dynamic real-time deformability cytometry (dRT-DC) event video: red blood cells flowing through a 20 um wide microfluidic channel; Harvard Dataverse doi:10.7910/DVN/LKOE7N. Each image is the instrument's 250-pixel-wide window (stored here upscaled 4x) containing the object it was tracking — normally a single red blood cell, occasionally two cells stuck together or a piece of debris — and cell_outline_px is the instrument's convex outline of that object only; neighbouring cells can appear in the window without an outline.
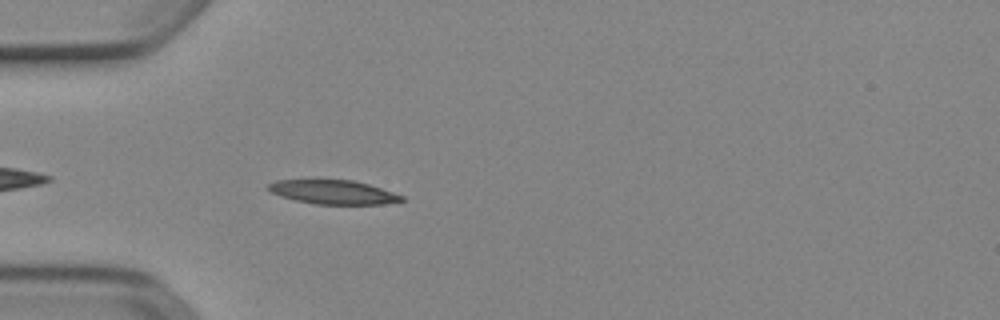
{"species": "Egyptian fruit bat (a non-hibernating species)", "species_latin": "Rousettus aegyptiacus", "temperature_condition": "cold", "stored_images_in_passage": 28, "camera_frame_rate_fps": 3000, "um_per_image_px": 0.085, "animal": {"sex": "female"}, "frame": {"image": 1, "passage_image": 3, "time_ms": 0.667, "image_size_px": [1000, 320], "cell_outline_px": [[404, 200], [384, 204], [316, 204], [296, 200], [280, 196], [268, 192], [264, 188], [268, 184], [276, 180], [352, 180], [368, 184], [404, 196]], "centroid_in_image_um": [28.26, 16.33], "position_along_channel_um": 56.7, "area_um2": 18.61}}
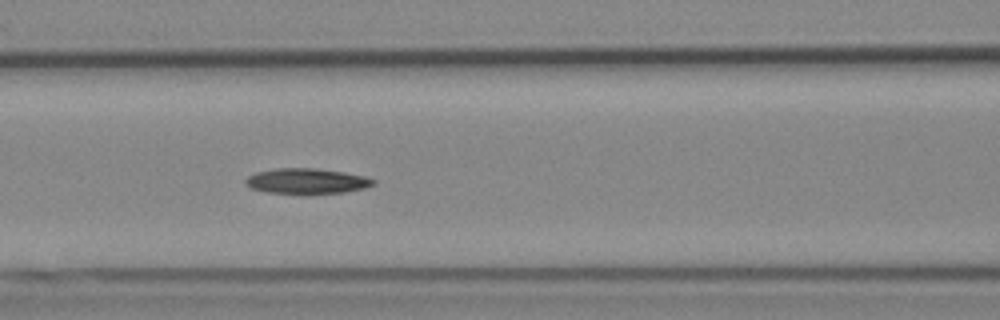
{"frame": {"image": 2, "passage_image": 10, "time_ms": 3.0, "image_size_px": [1000, 320], "cell_outline_px": [[376, 184], [364, 188], [344, 192], [264, 192], [248, 188], [244, 184], [244, 180], [248, 176], [256, 172], [276, 168], [316, 168], [344, 172], [364, 176], [376, 180]], "centroid_in_image_um": [26.03, 15.37], "position_along_channel_um": 140.6, "area_um2": 18.61}}
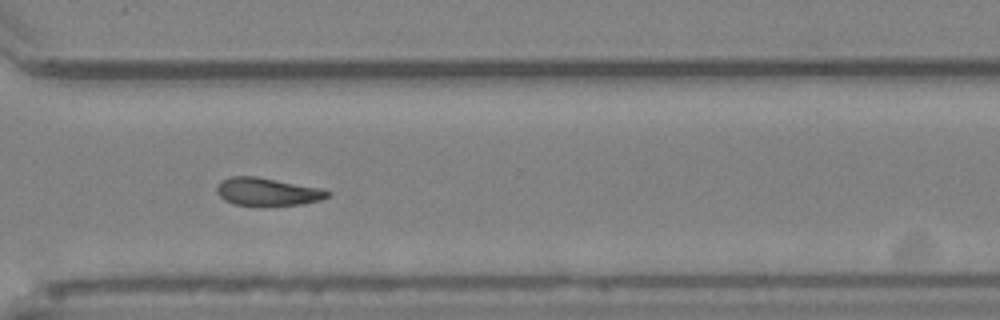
{"frame": {"image": 3, "passage_image": 26, "time_ms": 8.333, "image_size_px": [1000, 320], "cell_outline_px": [[332, 192], [328, 196], [320, 200], [300, 204], [236, 204], [224, 200], [216, 192], [216, 188], [220, 180], [228, 176], [256, 176], [320, 188]], "centroid_in_image_um": [22.69, 16.26], "position_along_channel_um": 347.9, "area_um2": 17.57}, "authors_computed_cell_mechanics": {"area_um2": 18.6116, "velocity_mm_per_s": 3.8884, "shape_relaxation_time_tau1_ms": 7.8442, "shape_relaxation_time_tau2_ms": null, "deformation_change_tau1": 0.1504, "deformation_change_tau2": null}}